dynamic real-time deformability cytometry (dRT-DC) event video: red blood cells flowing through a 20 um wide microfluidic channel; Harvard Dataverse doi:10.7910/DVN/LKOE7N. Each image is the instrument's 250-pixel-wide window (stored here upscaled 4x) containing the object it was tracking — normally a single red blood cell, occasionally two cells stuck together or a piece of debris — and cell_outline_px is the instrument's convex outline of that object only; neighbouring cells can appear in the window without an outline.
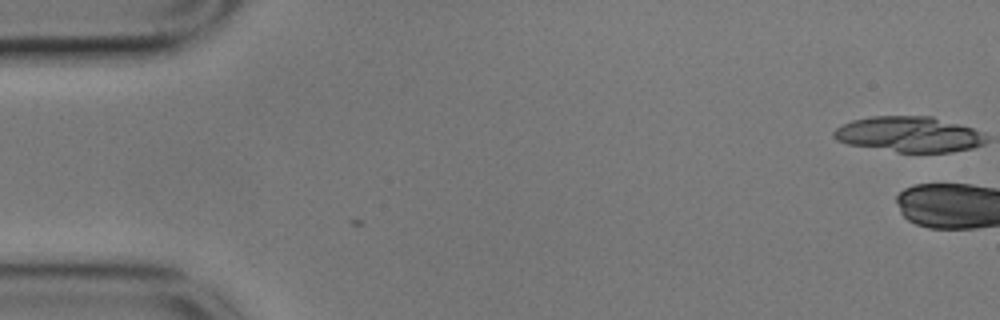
{"species": "common noctule bat (a hibernating species)", "species_latin": "Nyctalus noctula", "temperature_condition": "cold", "stored_images_in_passage": 6, "camera_frame_rate_fps": 3000, "um_per_image_px": 0.085, "animal": {"sex": "male", "body_mass_g": 17.9}, "frame": {"image": 1, "passage_image": 1, "time_ms": 0.0, "image_size_px": [1000, 320], "cell_outline_px": [[984, 140], [980, 144], [968, 148], [948, 152], [900, 152], [852, 144], [840, 140], [836, 136], [836, 128], [844, 124], [856, 120], [876, 116], [928, 116], [972, 128]], "centroid_in_image_um": [77.24, 11.41], "position_along_channel_um": 7.8, "area_um2": 29.88}}